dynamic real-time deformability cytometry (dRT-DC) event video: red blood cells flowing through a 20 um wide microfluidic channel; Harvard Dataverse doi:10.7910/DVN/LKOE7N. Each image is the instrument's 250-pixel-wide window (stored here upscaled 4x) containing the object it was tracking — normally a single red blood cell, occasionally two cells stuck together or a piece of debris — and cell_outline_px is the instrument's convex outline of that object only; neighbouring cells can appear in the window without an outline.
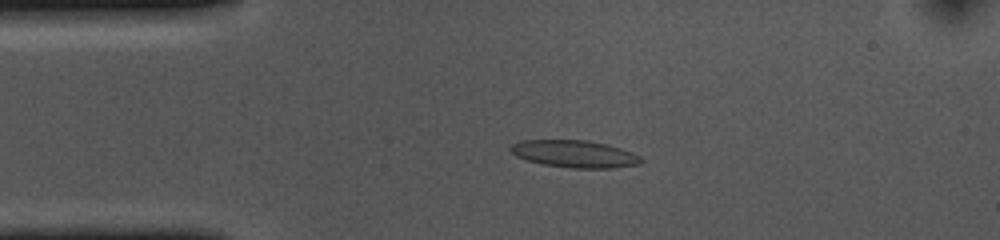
{"species": "common noctule bat (a hibernating species)", "species_latin": "Nyctalus noctula", "temperature_condition": "cold", "stored_images_in_passage": 54, "camera_frame_rate_fps": 3000, "um_per_image_px": 0.085, "animal": {"sex": "female", "body_mass_g": 10.0, "forearm_length_mm": 53.1}, "frame": {"image": 1, "passage_image": 11, "time_ms": 3.333, "image_size_px": [1000, 240], "cell_outline_px": [[644, 160], [640, 164], [612, 168], [572, 168], [540, 164], [516, 156], [508, 148], [512, 144], [524, 140], [588, 140], [608, 144], [632, 152], [640, 156]], "centroid_in_image_um": [48.86, 13.08], "position_along_channel_um": 36.1, "area_um2": 20.81}}
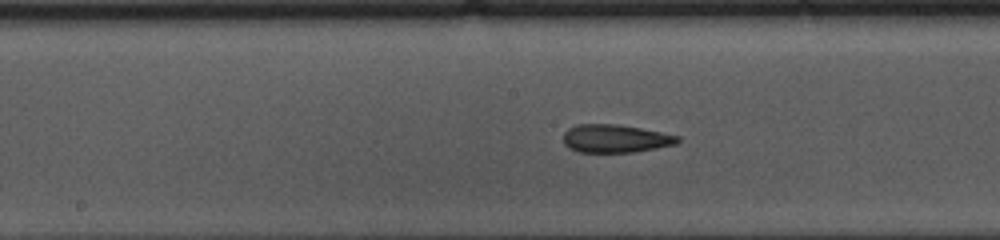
{"frame": {"image": 2, "passage_image": 26, "time_ms": 8.333, "image_size_px": [1000, 240], "cell_outline_px": [[680, 140], [676, 144], [656, 148], [632, 152], [580, 152], [568, 148], [564, 144], [564, 132], [568, 128], [576, 124], [616, 124], [640, 128], [680, 136]], "centroid_in_image_um": [52.28, 11.77], "position_along_channel_um": 195.9, "area_um2": 18.67}}
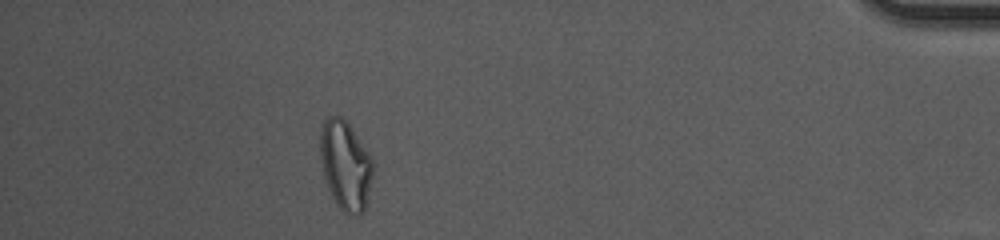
{"frame": {"image": 3, "passage_image": 48, "time_ms": 15.667, "image_size_px": [1000, 240], "cell_outline_px": [[372, 176], [368, 204], [364, 212], [356, 216], [348, 216], [336, 204], [328, 188], [324, 176], [320, 160], [320, 128], [324, 120], [328, 116], [340, 116], [352, 128], [368, 152], [372, 160]], "centroid_in_image_um": [29.36, 14.09], "position_along_channel_um": 405.8, "area_um2": 27.69}, "authors_computed_cell_mechanics": {"area_um2": 19.8543, "velocity_mm_per_s": 3.6463, "shape_relaxation_time_tau1_ms": 9.7712, "shape_relaxation_time_tau2_ms": 2.8315, "deformation_change_tau1": 0.1906, "deformation_change_tau2": 0.102}}